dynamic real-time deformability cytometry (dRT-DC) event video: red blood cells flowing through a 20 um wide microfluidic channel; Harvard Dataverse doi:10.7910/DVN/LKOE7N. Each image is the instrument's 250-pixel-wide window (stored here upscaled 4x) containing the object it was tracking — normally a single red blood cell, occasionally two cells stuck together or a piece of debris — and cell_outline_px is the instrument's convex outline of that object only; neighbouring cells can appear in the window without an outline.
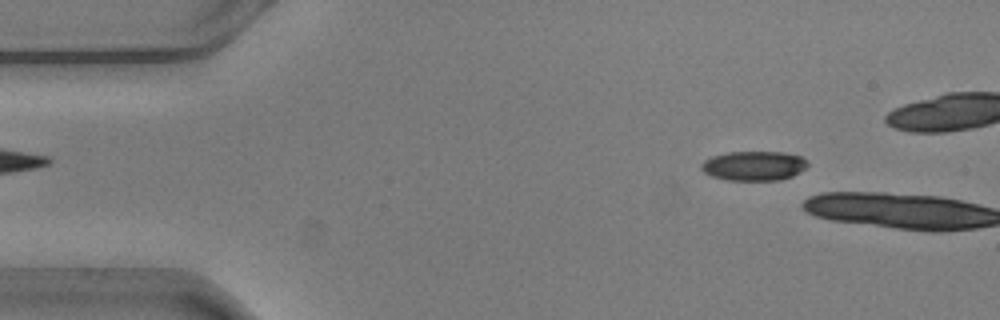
{"species": "common noctule bat (a hibernating species)", "species_latin": "Nyctalus noctula", "temperature_condition": "warm", "stored_images_in_passage": 8, "camera_frame_rate_fps": 3000, "um_per_image_px": 0.085, "animal": {"sex": "male", "body_mass_g": 20.5, "forearm_length_mm": 52.5}, "frame": {"image": 1, "passage_image": 6, "time_ms": 1.667, "image_size_px": [1000, 320], "cell_outline_px": [[808, 164], [800, 172], [792, 176], [780, 180], [728, 180], [712, 176], [704, 172], [700, 168], [700, 164], [704, 160], [712, 156], [728, 152], [784, 152], [800, 156]], "centroid_in_image_um": [64.05, 14.09], "position_along_channel_um": 21.0, "area_um2": 18.21}}